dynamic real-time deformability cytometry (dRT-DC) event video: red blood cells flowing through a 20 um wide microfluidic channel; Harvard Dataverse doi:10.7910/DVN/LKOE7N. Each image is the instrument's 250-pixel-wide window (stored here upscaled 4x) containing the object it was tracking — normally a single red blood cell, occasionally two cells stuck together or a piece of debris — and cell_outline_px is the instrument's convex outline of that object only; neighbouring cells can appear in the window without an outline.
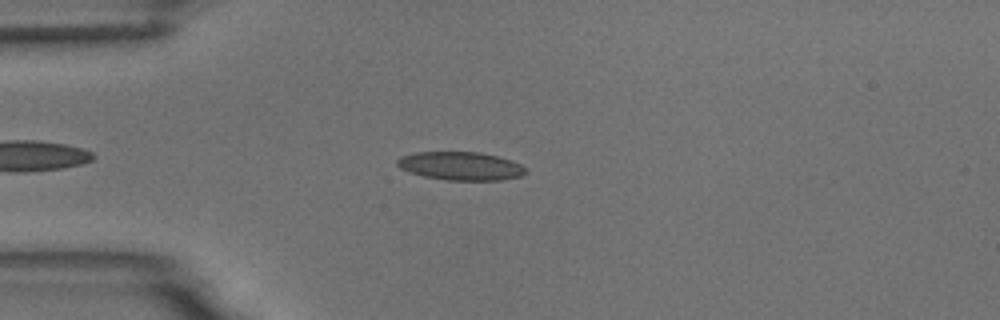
{"species": "common noctule bat (a hibernating species)", "species_latin": "Nyctalus noctula", "temperature_condition": "room temperature", "stored_images_in_passage": 5, "camera_frame_rate_fps": 3000, "um_per_image_px": 0.085, "animal": {"sex": "male", "body_mass_g": 18.8}, "frame": {"image": 1, "passage_image": 2, "time_ms": 1.333, "image_size_px": [1000, 320], "cell_outline_px": [[528, 172], [520, 176], [500, 180], [448, 180], [424, 176], [408, 172], [400, 168], [396, 164], [396, 160], [400, 156], [416, 152], [480, 152], [496, 156], [520, 164]], "centroid_in_image_um": [39.11, 14.11], "position_along_channel_um": 45.9, "area_um2": 21.1}}